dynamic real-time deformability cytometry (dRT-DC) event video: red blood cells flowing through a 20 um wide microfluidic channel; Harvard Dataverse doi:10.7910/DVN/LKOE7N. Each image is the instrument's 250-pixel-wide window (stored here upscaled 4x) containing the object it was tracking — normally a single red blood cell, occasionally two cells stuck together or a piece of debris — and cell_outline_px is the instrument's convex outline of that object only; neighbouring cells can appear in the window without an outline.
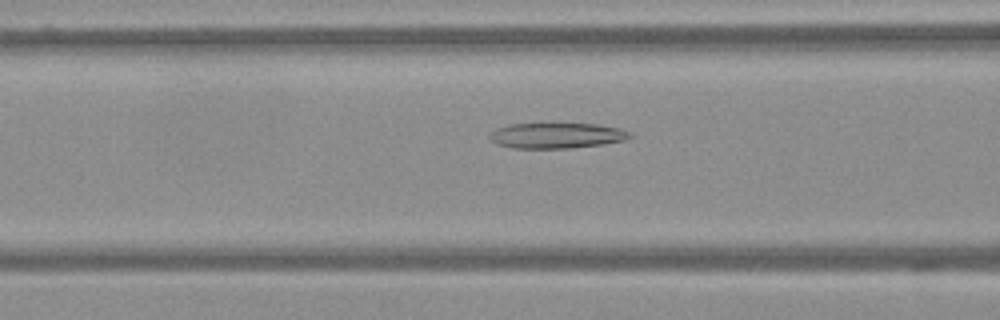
{"species": "Egyptian fruit bat (a non-hibernating species)", "species_latin": "Rousettus aegyptiacus", "temperature_condition": "warm", "stored_images_in_passage": 61, "camera_frame_rate_fps": 3000, "um_per_image_px": 0.085, "frame": {"image": 1, "passage_image": 24, "time_ms": 7.667, "image_size_px": [1000, 320], "cell_outline_px": [[636, 136], [628, 140], [604, 144], [572, 148], [512, 148], [496, 144], [488, 136], [496, 128], [512, 124], [596, 124], [620, 128]], "centroid_in_image_um": [47.37, 11.53], "position_along_channel_um": 119.2, "area_um2": 20.92}}
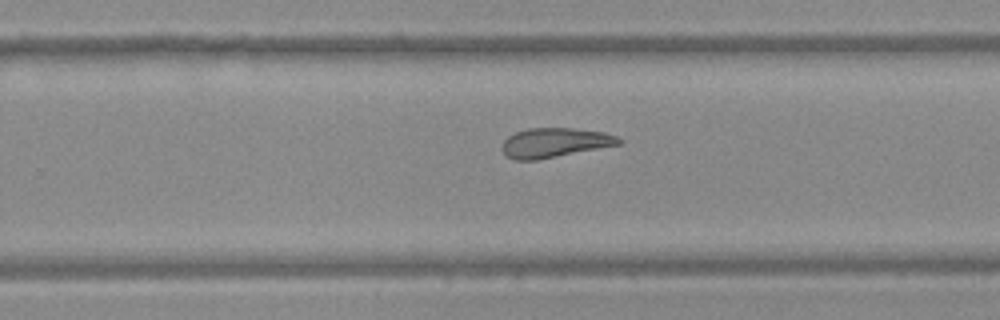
{"frame": {"image": 2, "passage_image": 39, "time_ms": 12.667, "image_size_px": [1000, 320], "cell_outline_px": [[624, 144], [536, 160], [516, 160], [508, 156], [500, 148], [504, 140], [508, 136], [516, 132], [528, 128], [572, 128], [604, 132], [616, 136], [624, 140]], "centroid_in_image_um": [47.19, 12.12], "position_along_channel_um": 282.6, "area_um2": 20.17}}
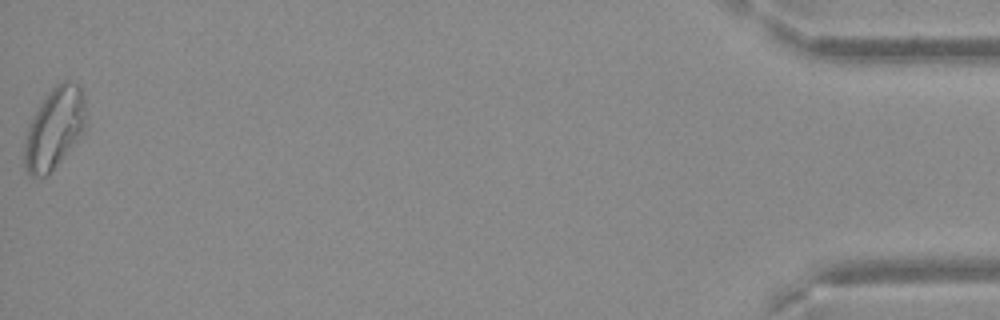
{"frame": {"image": 3, "passage_image": 61, "time_ms": 20.0, "image_size_px": [1000, 320], "cell_outline_px": [[84, 128], [48, 176], [32, 176], [24, 168], [24, 144], [28, 124], [40, 104], [48, 92], [60, 80], [72, 80], [80, 84], [84, 92]], "centroid_in_image_um": [4.59, 10.85], "position_along_channel_um": 430.6, "area_um2": 28.73}}